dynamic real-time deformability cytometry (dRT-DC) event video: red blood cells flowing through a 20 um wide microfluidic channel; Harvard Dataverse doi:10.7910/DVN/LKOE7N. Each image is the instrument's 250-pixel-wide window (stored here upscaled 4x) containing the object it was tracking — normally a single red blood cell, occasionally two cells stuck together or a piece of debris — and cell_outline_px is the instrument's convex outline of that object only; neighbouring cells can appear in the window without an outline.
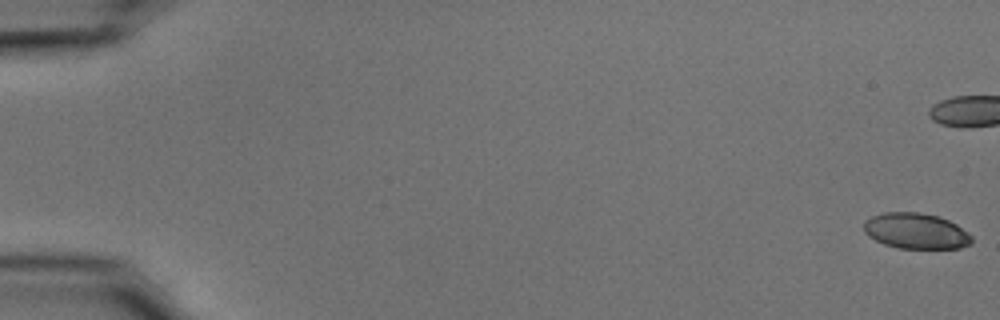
{"species": "common noctule bat (a hibernating species)", "species_latin": "Nyctalus noctula", "temperature_condition": "cold", "stored_images_in_passage": 56, "camera_frame_rate_fps": 3000, "um_per_image_px": 0.085, "animal": {"sex": "male", "body_mass_g": 15.6}, "frame": {"image": 1, "passage_image": 1, "time_ms": 0.0, "image_size_px": [1000, 320], "cell_outline_px": [[972, 244], [960, 248], [896, 248], [884, 244], [868, 236], [864, 232], [864, 220], [872, 216], [884, 212], [916, 212], [940, 216], [956, 224], [968, 232], [972, 236]], "centroid_in_image_um": [77.86, 19.63], "position_along_channel_um": 7.1, "area_um2": 22.6}, "authors_computed_cell_mechanics": {"area_um2": 25.5476, "velocity_mm_per_s": 3.6866, "shape_relaxation_time_tau1_ms": null, "shape_relaxation_time_tau2_ms": 3.4243, "deformation_change_tau1": null, "deformation_change_tau2": 0.0718}}